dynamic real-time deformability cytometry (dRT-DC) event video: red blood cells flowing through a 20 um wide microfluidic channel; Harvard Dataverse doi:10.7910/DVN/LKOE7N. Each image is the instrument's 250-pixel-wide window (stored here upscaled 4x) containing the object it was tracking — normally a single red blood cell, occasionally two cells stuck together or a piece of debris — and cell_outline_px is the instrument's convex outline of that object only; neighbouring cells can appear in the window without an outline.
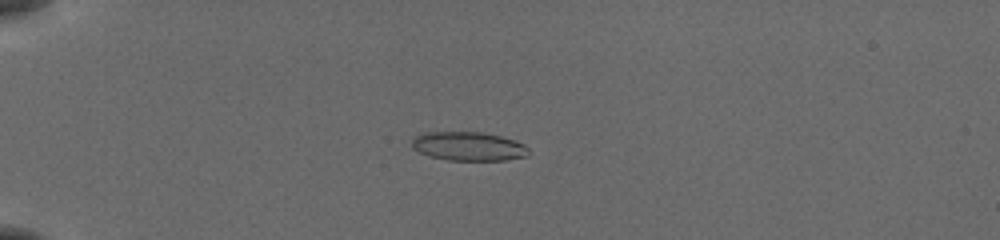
{"species": "common noctule bat (a hibernating species)", "species_latin": "Nyctalus noctula", "temperature_condition": "cold", "stored_images_in_passage": 56, "camera_frame_rate_fps": 3000, "um_per_image_px": 0.085, "animal": {"sex": "female", "body_mass_g": 19.5, "forearm_length_mm": 54.1}, "frame": {"image": 1, "passage_image": 17, "time_ms": 5.333, "image_size_px": [1000, 240], "cell_outline_px": [[532, 152], [528, 156], [504, 160], [448, 160], [428, 156], [412, 148], [412, 140], [416, 136], [424, 132], [484, 132], [500, 136], [524, 144]], "centroid_in_image_um": [39.84, 12.44], "position_along_channel_um": 45.2, "area_um2": 19.71}}
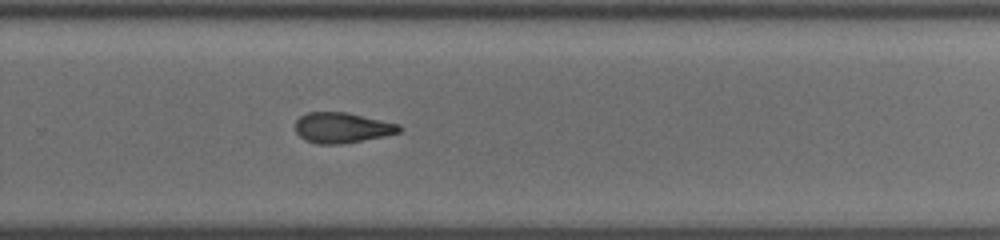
{"frame": {"image": 2, "passage_image": 40, "time_ms": 13.0, "image_size_px": [1000, 240], "cell_outline_px": [[404, 128], [400, 132], [384, 136], [340, 144], [316, 144], [304, 140], [296, 132], [296, 120], [300, 116], [308, 112], [348, 112], [400, 124]], "centroid_in_image_um": [29.09, 10.85], "position_along_channel_um": 300.7, "area_um2": 18.55}}
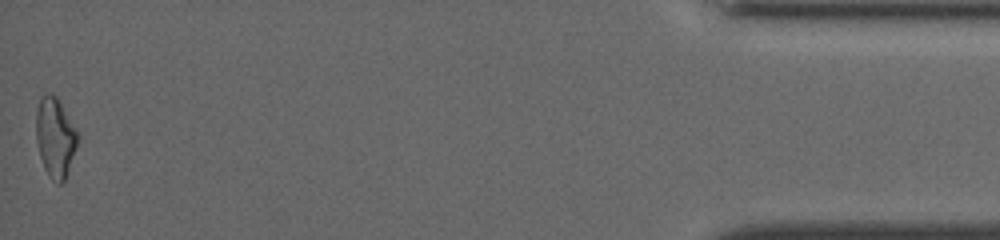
{"frame": {"image": 3, "passage_image": 56, "time_ms": 18.333, "image_size_px": [1000, 240], "cell_outline_px": [[80, 136], [64, 180], [60, 184], [56, 184], [48, 176], [44, 168], [40, 156], [36, 140], [36, 108], [40, 96], [44, 92], [52, 92], [56, 96]], "centroid_in_image_um": [4.66, 11.64], "position_along_channel_um": 430.5, "area_um2": 19.36}, "authors_computed_cell_mechanics": {"area_um2": 19.3052, "velocity_mm_per_s": 3.888, "shape_relaxation_time_tau1_ms": null, "shape_relaxation_time_tau2_ms": 3.5404, "deformation_change_tau1": null, "deformation_change_tau2": 0.1142}}